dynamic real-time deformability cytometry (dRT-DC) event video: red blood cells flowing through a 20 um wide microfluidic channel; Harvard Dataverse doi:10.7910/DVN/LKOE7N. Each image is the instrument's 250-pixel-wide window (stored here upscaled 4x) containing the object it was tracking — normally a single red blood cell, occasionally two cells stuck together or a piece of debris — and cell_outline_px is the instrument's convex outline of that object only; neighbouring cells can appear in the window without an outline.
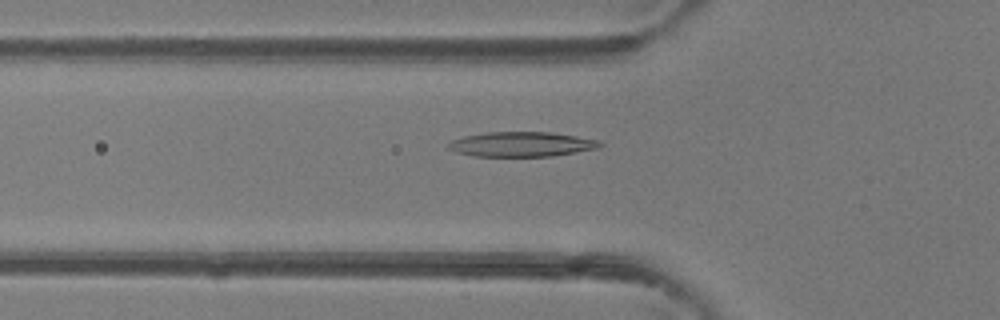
{"species": "common noctule bat (a hibernating species)", "species_latin": "Nyctalus noctula", "temperature_condition": "room temperature", "stored_images_in_passage": 25, "camera_frame_rate_fps": 3000, "um_per_image_px": 0.085, "animal": {"sex": "female"}, "frame": {"image": 1, "passage_image": 16, "time_ms": 5.0, "image_size_px": [1000, 320], "cell_outline_px": [[604, 144], [600, 148], [552, 156], [472, 156], [456, 152], [448, 148], [448, 144], [452, 140], [464, 136], [488, 132], [552, 132], [600, 140]], "centroid_in_image_um": [44.37, 12.26], "position_along_channel_um": 81.4, "area_um2": 21.96}}
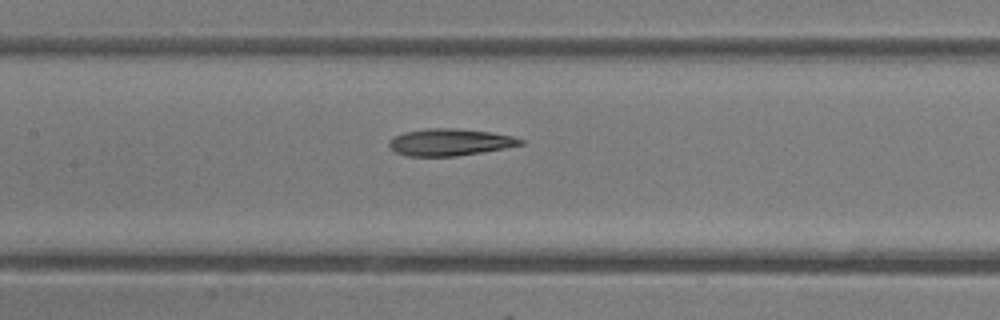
{"frame": {"image": 2, "passage_image": 22, "time_ms": 7.0, "image_size_px": [1000, 320], "cell_outline_px": [[524, 144], [504, 148], [456, 156], [408, 156], [396, 152], [388, 144], [388, 140], [392, 136], [404, 132], [428, 128], [456, 128], [492, 132], [512, 136], [524, 140]], "centroid_in_image_um": [38.22, 12.07], "position_along_channel_um": 169.2, "area_um2": 20.63}}
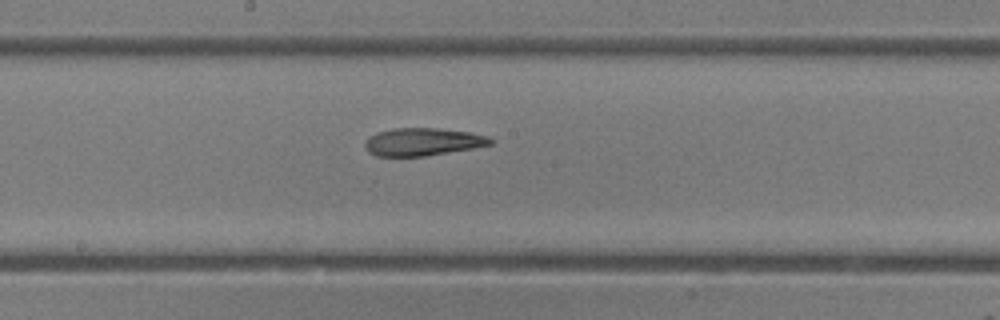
{"frame": {"image": 3, "passage_image": 25, "time_ms": 8.0, "image_size_px": [1000, 320], "cell_outline_px": [[496, 140], [492, 144], [472, 148], [424, 156], [376, 156], [368, 152], [364, 148], [364, 144], [368, 136], [376, 132], [392, 128], [440, 128], [472, 132], [488, 136]], "centroid_in_image_um": [35.92, 12.04], "position_along_channel_um": 212.3, "area_um2": 20.52}}